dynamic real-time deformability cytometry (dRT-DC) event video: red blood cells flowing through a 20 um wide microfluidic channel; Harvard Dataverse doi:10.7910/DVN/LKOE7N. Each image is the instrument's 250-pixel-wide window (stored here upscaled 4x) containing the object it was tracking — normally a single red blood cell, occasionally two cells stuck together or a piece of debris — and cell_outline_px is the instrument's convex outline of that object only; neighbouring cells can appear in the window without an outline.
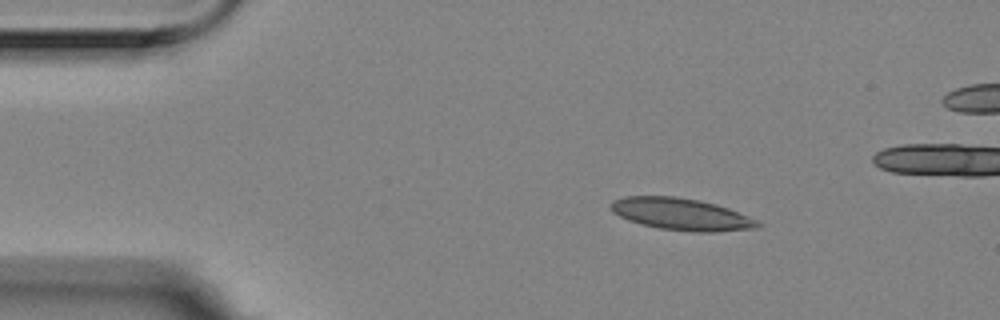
{"species": "Egyptian fruit bat (a non-hibernating species)", "species_latin": "Rousettus aegyptiacus", "temperature_condition": "room temperature", "stored_images_in_passage": 4, "camera_frame_rate_fps": 3000, "um_per_image_px": 0.085, "animal": {"sex": "female"}, "frame": {"image": 1, "passage_image": 1, "time_ms": 0.0, "image_size_px": [1000, 320], "cell_outline_px": [[764, 224], [756, 228], [716, 232], [696, 232], [660, 228], [640, 224], [628, 220], [612, 212], [608, 208], [612, 200], [624, 196], [676, 196], [700, 200], [716, 204], [728, 208], [760, 220]], "centroid_in_image_um": [57.92, 18.2], "position_along_channel_um": 27.1, "area_um2": 27.69}}